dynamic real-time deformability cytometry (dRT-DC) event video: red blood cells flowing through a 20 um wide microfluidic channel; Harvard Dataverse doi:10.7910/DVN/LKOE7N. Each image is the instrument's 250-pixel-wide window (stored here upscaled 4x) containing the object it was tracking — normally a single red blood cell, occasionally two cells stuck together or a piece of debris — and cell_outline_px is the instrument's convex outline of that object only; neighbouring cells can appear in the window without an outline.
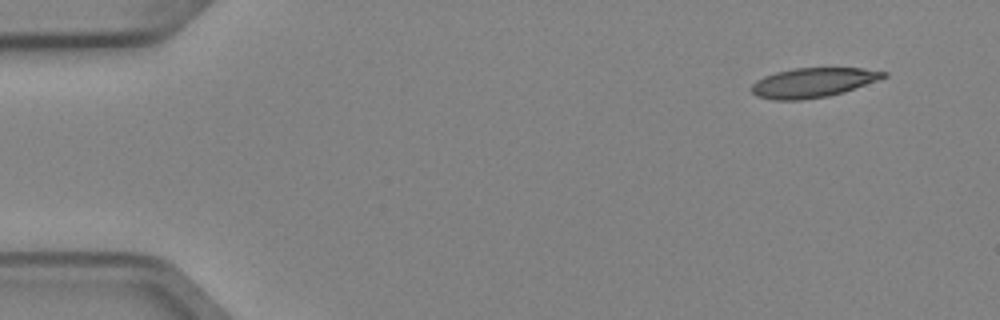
{"species": "Egyptian fruit bat (a non-hibernating species)", "species_latin": "Rousettus aegyptiacus", "temperature_condition": "cold", "stored_images_in_passage": 4, "camera_frame_rate_fps": 3000, "um_per_image_px": 0.085, "animal": {"sex": "female"}, "frame": {"image": 1, "passage_image": 1, "time_ms": 0.0, "image_size_px": [1000, 320], "cell_outline_px": [[888, 76], [844, 92], [828, 96], [800, 100], [776, 100], [756, 96], [748, 88], [756, 80], [764, 76], [776, 72], [792, 68], [864, 68], [888, 72]], "centroid_in_image_um": [69.08, 7.02], "position_along_channel_um": 15.9, "area_um2": 22.83}}